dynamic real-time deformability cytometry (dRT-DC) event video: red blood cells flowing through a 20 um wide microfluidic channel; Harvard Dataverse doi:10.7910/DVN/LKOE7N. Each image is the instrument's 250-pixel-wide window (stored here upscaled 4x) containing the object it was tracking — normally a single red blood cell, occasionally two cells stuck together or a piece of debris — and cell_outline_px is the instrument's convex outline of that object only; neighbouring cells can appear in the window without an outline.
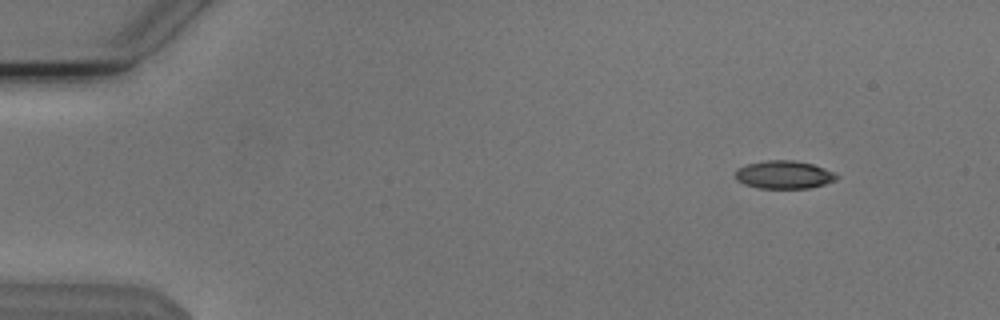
{"species": "Egyptian fruit bat (a non-hibernating species)", "species_latin": "Rousettus aegyptiacus", "temperature_condition": "cold", "stored_images_in_passage": 50, "camera_frame_rate_fps": 3000, "um_per_image_px": 0.085, "animal": {"sex": "male"}, "frame": {"image": 1, "passage_image": 2, "time_ms": 0.333, "image_size_px": [1000, 320], "cell_outline_px": [[840, 176], [836, 180], [824, 184], [808, 188], [760, 188], [744, 184], [736, 180], [736, 168], [748, 164], [768, 160], [792, 160], [812, 164], [836, 172]], "centroid_in_image_um": [66.66, 14.85], "position_along_channel_um": 18.3, "area_um2": 16.53}}
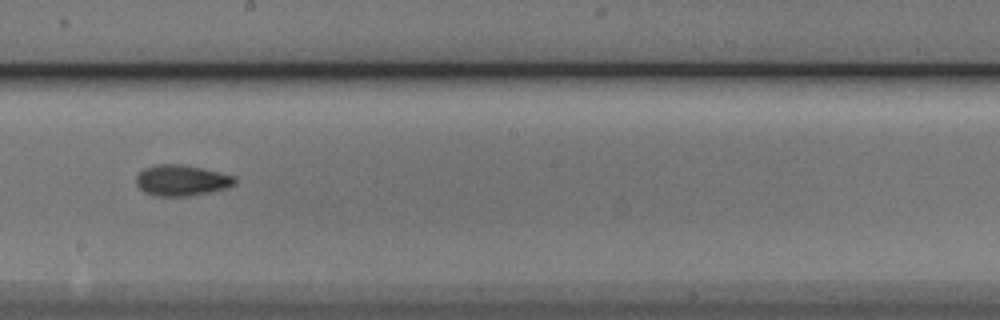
{"frame": {"image": 2, "passage_image": 27, "time_ms": 8.667, "image_size_px": [1000, 320], "cell_outline_px": [[236, 184], [224, 188], [208, 192], [188, 196], [152, 196], [144, 192], [136, 184], [136, 176], [144, 168], [156, 164], [184, 164], [236, 176]], "centroid_in_image_um": [15.41, 15.33], "position_along_channel_um": 232.8, "area_um2": 17.8}}
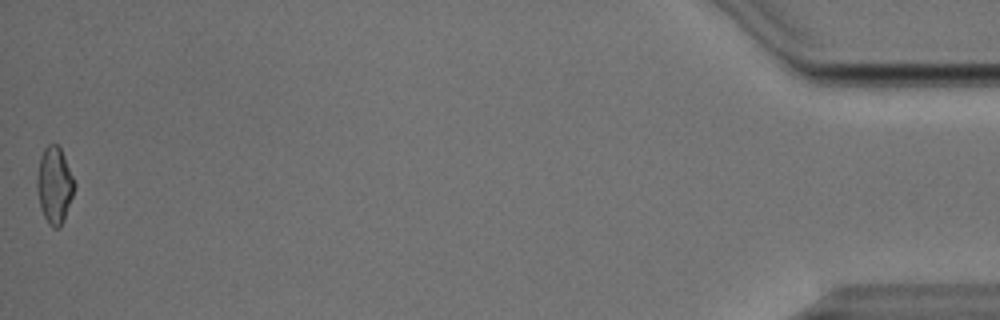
{"frame": {"image": 3, "passage_image": 50, "time_ms": 16.333, "image_size_px": [1000, 320], "cell_outline_px": [[76, 184], [64, 220], [60, 228], [52, 228], [48, 224], [40, 208], [36, 188], [36, 176], [40, 156], [44, 148], [48, 144], [56, 144], [60, 148]], "centroid_in_image_um": [4.6, 15.76], "position_along_channel_um": 430.6, "area_um2": 16.76}, "authors_computed_cell_mechanics": {"area_um2": 17.2533, "velocity_mm_per_s": 3.822, "shape_relaxation_time_tau1_ms": 4.1377, "shape_relaxation_time_tau2_ms": 3.9139, "deformation_change_tau1": 0.1461, "deformation_change_tau2": 0.1011}}